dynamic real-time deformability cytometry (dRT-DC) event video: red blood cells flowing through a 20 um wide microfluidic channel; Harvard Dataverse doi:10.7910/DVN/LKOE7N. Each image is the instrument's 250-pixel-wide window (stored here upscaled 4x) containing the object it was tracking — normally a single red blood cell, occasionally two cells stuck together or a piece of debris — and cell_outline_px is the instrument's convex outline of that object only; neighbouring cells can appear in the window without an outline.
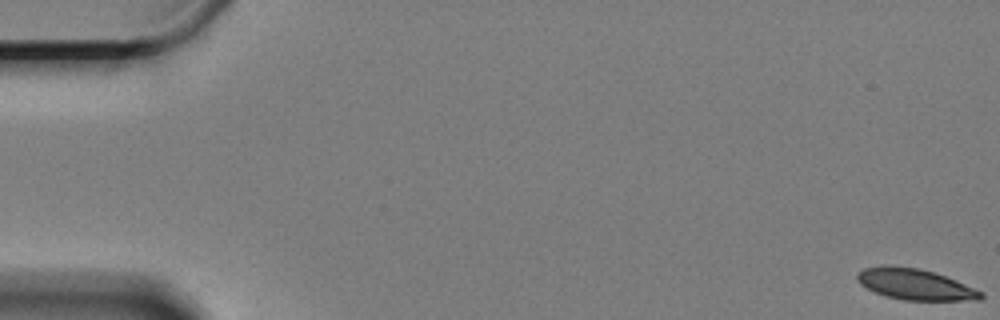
{"species": "Egyptian fruit bat (a non-hibernating species)", "species_latin": "Rousettus aegyptiacus", "temperature_condition": "cold", "stored_images_in_passage": 61, "camera_frame_rate_fps": 3000, "um_per_image_px": 0.085, "animal": {"sex": "female"}, "frame": {"image": 1, "passage_image": 1, "time_ms": 0.0, "image_size_px": [1000, 320], "cell_outline_px": [[984, 296], [980, 300], [904, 300], [884, 296], [860, 284], [856, 280], [856, 272], [864, 268], [916, 268], [932, 272], [956, 280], [984, 292]], "centroid_in_image_um": [77.83, 24.21], "position_along_channel_um": 7.2, "area_um2": 21.62}}
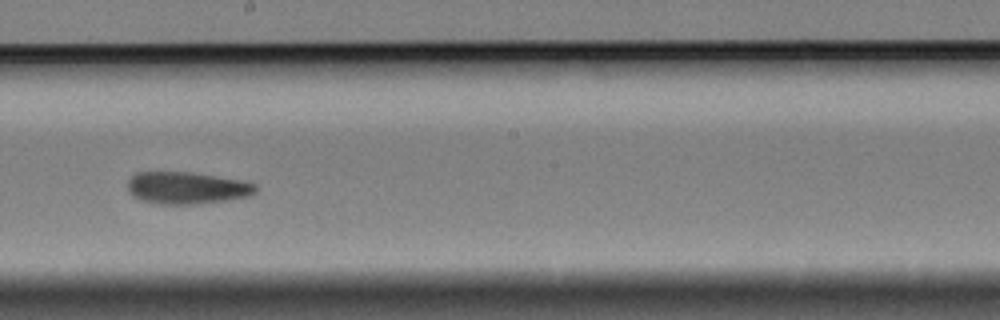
{"frame": {"image": 2, "passage_image": 35, "time_ms": 11.333, "image_size_px": [1000, 320], "cell_outline_px": [[256, 192], [252, 196], [228, 200], [196, 204], [160, 204], [140, 200], [132, 196], [128, 192], [128, 180], [136, 172], [192, 172], [244, 180], [256, 184]], "centroid_in_image_um": [15.9, 15.97], "position_along_channel_um": 232.3, "area_um2": 24.28}}
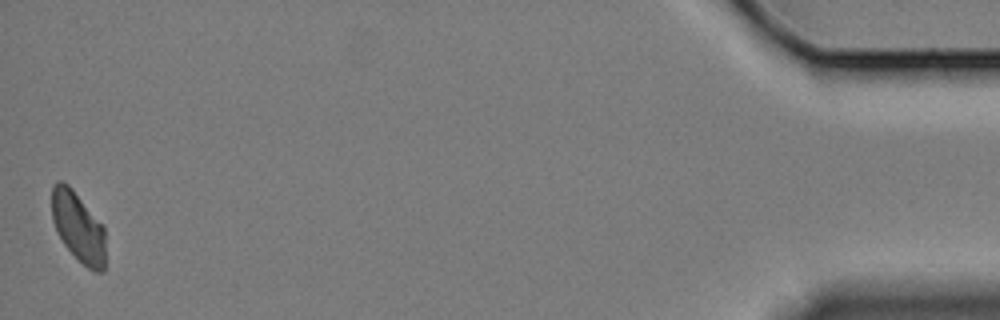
{"frame": {"image": 3, "passage_image": 61, "time_ms": 20.0, "image_size_px": [1000, 320], "cell_outline_px": [[104, 272], [96, 272], [88, 268], [64, 244], [56, 232], [52, 220], [52, 184], [56, 180], [60, 180], [68, 184], [72, 188], [104, 224]], "centroid_in_image_um": [6.64, 19.24], "position_along_channel_um": 428.6, "area_um2": 22.02}, "authors_computed_cell_mechanics": {"area_um2": 23.987, "velocity_mm_per_s": 3.2771, "shape_relaxation_time_tau1_ms": 5.1203, "shape_relaxation_time_tau2_ms": 9.6851, "deformation_change_tau1": 0.1098, "deformation_change_tau2": 0.1541}}